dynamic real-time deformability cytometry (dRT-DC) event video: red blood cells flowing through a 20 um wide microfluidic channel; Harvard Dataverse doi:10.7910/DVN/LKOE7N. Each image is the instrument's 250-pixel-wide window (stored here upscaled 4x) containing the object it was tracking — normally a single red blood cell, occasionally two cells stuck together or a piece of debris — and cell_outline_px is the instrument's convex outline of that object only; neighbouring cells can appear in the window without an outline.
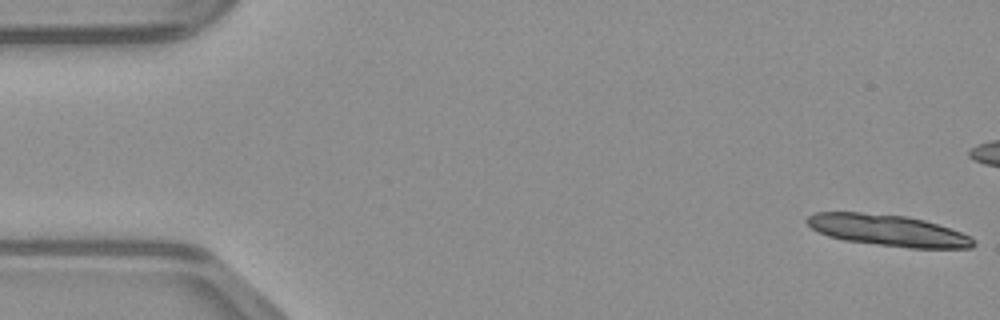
{"species": "common noctule bat (a hibernating species)", "species_latin": "Nyctalus noctula", "temperature_condition": "warm", "stored_images_in_passage": 12, "camera_frame_rate_fps": 3000, "um_per_image_px": 0.085, "animal": {"sex": "male", "body_mass_g": 23.1, "forearm_length_mm": 52.7}, "frame": {"image": 1, "passage_image": 1, "time_ms": 0.0, "image_size_px": [1000, 320], "cell_outline_px": [[976, 244], [972, 248], [908, 248], [844, 240], [828, 236], [812, 228], [804, 220], [808, 216], [816, 212], [860, 212], [908, 216], [924, 220], [972, 236], [976, 240]], "centroid_in_image_um": [75.5, 19.58], "position_along_channel_um": 9.5, "area_um2": 30.46}}